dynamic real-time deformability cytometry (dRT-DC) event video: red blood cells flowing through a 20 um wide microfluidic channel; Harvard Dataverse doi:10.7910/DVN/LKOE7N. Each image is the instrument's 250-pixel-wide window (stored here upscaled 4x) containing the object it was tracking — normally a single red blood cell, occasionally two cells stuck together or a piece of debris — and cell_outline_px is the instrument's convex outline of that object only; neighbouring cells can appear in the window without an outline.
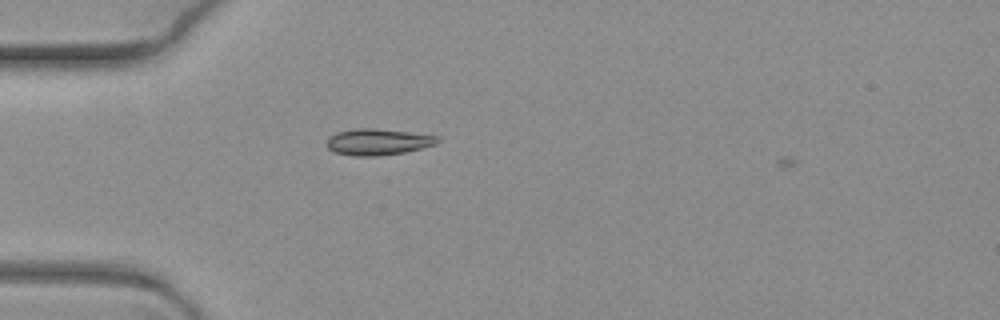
{"species": "common noctule bat (a hibernating species)", "species_latin": "Nyctalus noctula", "temperature_condition": "warm", "stored_images_in_passage": 4, "camera_frame_rate_fps": 3000, "um_per_image_px": 0.085, "animal": {"sex": "female", "body_mass_g": 19.3, "forearm_length_mm": 54.1}, "frame": {"image": 1, "passage_image": 3, "time_ms": 0.667, "image_size_px": [1000, 320], "cell_outline_px": [[440, 140], [436, 144], [404, 152], [380, 156], [356, 156], [336, 152], [328, 148], [328, 136], [336, 132], [356, 128], [372, 128], [408, 132], [440, 136]], "centroid_in_image_um": [32.13, 12.05], "position_along_channel_um": 52.9, "area_um2": 16.88}}